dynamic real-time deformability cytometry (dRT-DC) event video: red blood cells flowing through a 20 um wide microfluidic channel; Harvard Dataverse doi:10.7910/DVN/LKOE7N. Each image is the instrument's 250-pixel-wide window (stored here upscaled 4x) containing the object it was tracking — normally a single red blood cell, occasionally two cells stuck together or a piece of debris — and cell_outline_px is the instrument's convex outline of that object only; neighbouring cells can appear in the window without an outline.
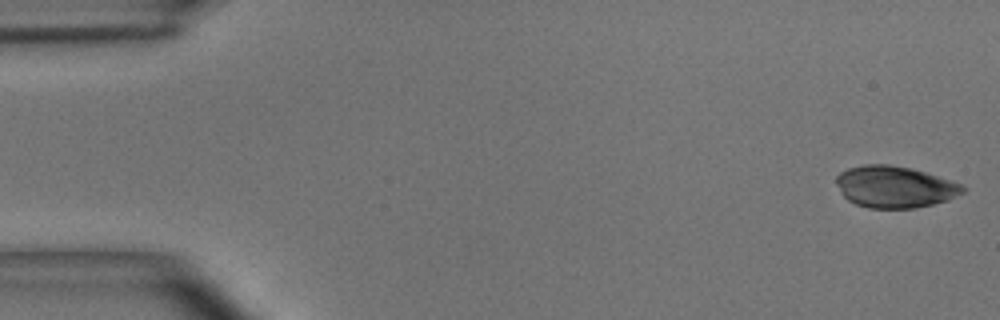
{"species": "common noctule bat (a hibernating species)", "species_latin": "Nyctalus noctula", "temperature_condition": "room temperature", "stored_images_in_passage": 54, "camera_frame_rate_fps": 3000, "um_per_image_px": 0.085, "animal": {"sex": "male", "body_mass_g": 15.6}, "frame": {"image": 1, "passage_image": 1, "time_ms": 0.0, "image_size_px": [1000, 320], "cell_outline_px": [[968, 188], [964, 192], [948, 200], [916, 208], [868, 208], [856, 204], [848, 200], [840, 192], [836, 184], [836, 176], [840, 172], [848, 168], [864, 164], [888, 164], [912, 168], [952, 180]], "centroid_in_image_um": [76.05, 15.88], "position_along_channel_um": 8.9, "area_um2": 30.92}}
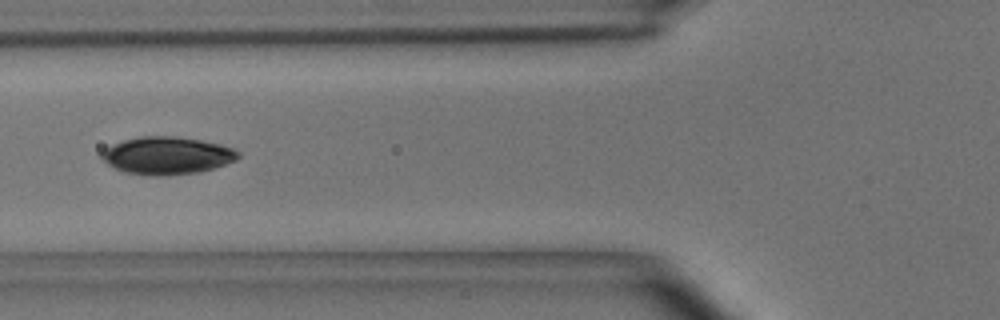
{"frame": {"image": 2, "passage_image": 20, "time_ms": 6.333, "image_size_px": [1000, 320], "cell_outline_px": [[240, 156], [236, 160], [200, 172], [168, 176], [152, 176], [124, 172], [112, 168], [100, 156], [100, 152], [124, 140], [140, 136], [172, 136], [200, 140], [220, 144], [232, 148], [240, 152]], "centroid_in_image_um": [14.19, 13.24], "position_along_channel_um": 111.6, "area_um2": 29.82}}
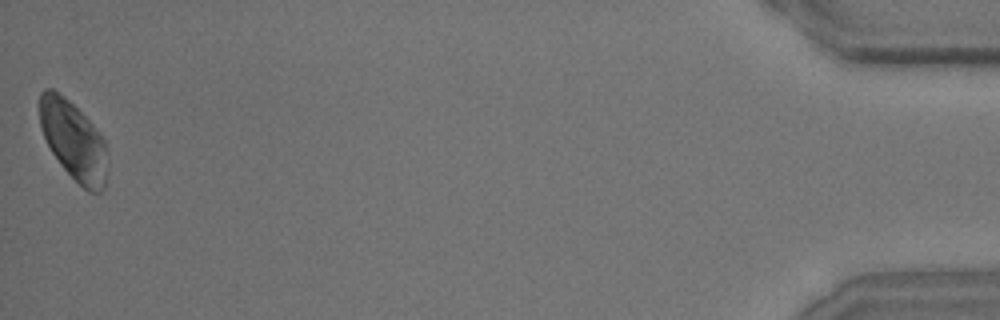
{"frame": {"image": 3, "passage_image": 54, "time_ms": 17.667, "image_size_px": [1000, 320], "cell_outline_px": [[108, 152], [104, 188], [100, 192], [88, 192], [60, 164], [52, 152], [44, 136], [40, 124], [40, 92], [44, 88], [52, 88], [64, 96], [104, 136], [108, 148]], "centroid_in_image_um": [6.27, 11.94], "position_along_channel_um": 428.9, "area_um2": 30.98}, "authors_computed_cell_mechanics": {"area_um2": 29.8248, "velocity_mm_per_s": 3.6251, "shape_relaxation_time_tau1_ms": 2.0329, "shape_relaxation_time_tau2_ms": 2.9858, "deformation_change_tau1": 0.0805, "deformation_change_tau2": 0.0271}}